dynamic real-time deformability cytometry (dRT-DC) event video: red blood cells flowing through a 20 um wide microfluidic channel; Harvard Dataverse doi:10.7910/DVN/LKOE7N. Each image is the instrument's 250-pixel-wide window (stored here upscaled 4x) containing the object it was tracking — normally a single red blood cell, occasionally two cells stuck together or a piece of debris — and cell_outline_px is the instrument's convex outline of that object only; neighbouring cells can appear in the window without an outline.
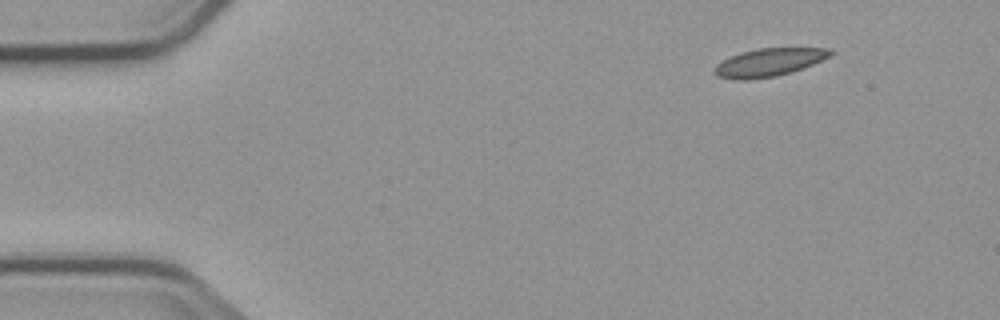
{"species": "common noctule bat (a hibernating species)", "species_latin": "Nyctalus noctula", "temperature_condition": "cold", "stored_images_in_passage": 4, "camera_frame_rate_fps": 3000, "um_per_image_px": 0.085, "animal": {"sex": "male", "body_mass_g": 23.1, "forearm_length_mm": 52.7}, "frame": {"image": 1, "passage_image": 1, "time_ms": 0.0, "image_size_px": [1000, 320], "cell_outline_px": [[836, 52], [832, 56], [804, 68], [792, 72], [776, 76], [748, 80], [732, 80], [716, 76], [712, 72], [712, 68], [716, 64], [740, 52], [760, 48], [832, 48]], "centroid_in_image_um": [65.37, 5.31], "position_along_channel_um": 19.6, "area_um2": 19.31}}
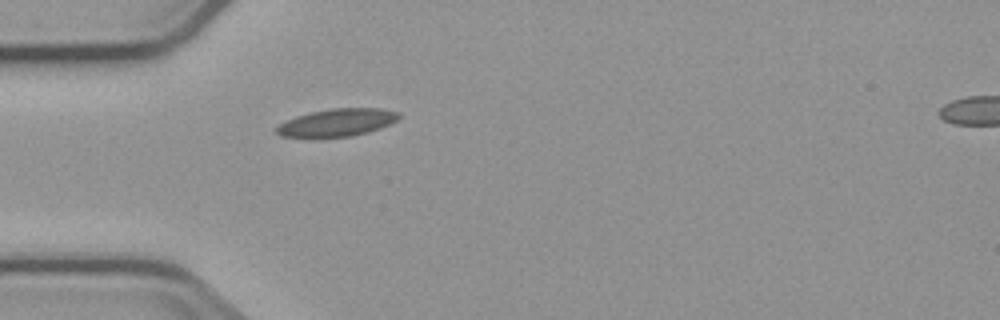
{"frame": {"image": 2, "passage_image": 4, "time_ms": 3.333, "image_size_px": [1000, 320], "cell_outline_px": [[400, 116], [396, 120], [380, 128], [368, 132], [352, 136], [280, 136], [276, 132], [276, 128], [280, 124], [296, 116], [308, 112], [332, 108], [380, 108], [400, 112]], "centroid_in_image_um": [28.68, 10.39], "position_along_channel_um": 56.3, "area_um2": 19.31}}